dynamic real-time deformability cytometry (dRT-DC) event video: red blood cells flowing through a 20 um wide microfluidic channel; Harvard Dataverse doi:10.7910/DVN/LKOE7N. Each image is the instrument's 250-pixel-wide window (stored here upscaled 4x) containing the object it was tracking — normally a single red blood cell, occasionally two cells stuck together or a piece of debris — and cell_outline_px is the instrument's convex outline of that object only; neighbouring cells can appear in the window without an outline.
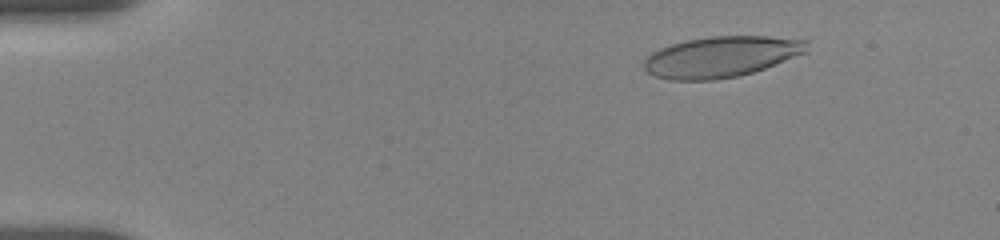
{"species": "human", "species_latin": "Homo sapiens", "temperature_condition": "room temperature", "stored_images_in_passage": 5, "camera_frame_rate_fps": 3000, "um_per_image_px": 0.085, "donor": {"sex": "female"}, "frame": {"image": 1, "passage_image": 1, "time_ms": 0.0, "image_size_px": [1000, 240], "cell_outline_px": [[808, 52], [764, 68], [752, 72], [736, 76], [712, 80], [672, 80], [656, 76], [648, 72], [644, 68], [644, 60], [652, 52], [660, 48], [672, 44], [688, 40], [712, 36], [764, 36], [808, 40]], "centroid_in_image_um": [61.32, 4.82], "position_along_channel_um": 23.7, "area_um2": 38.49}}
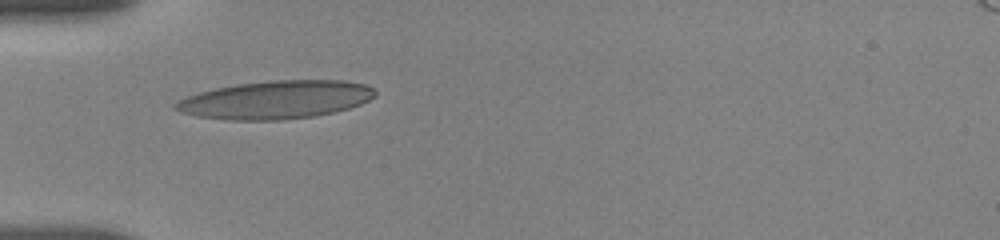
{"frame": {"image": 2, "passage_image": 4, "time_ms": 3.333, "image_size_px": [1000, 240], "cell_outline_px": [[376, 96], [360, 104], [348, 108], [332, 112], [312, 116], [280, 120], [228, 120], [196, 116], [180, 112], [172, 108], [172, 104], [176, 100], [200, 92], [216, 88], [236, 84], [268, 80], [344, 80], [364, 84], [372, 88], [376, 92]], "centroid_in_image_um": [23.39, 8.47], "position_along_channel_um": 61.6, "area_um2": 44.39}}
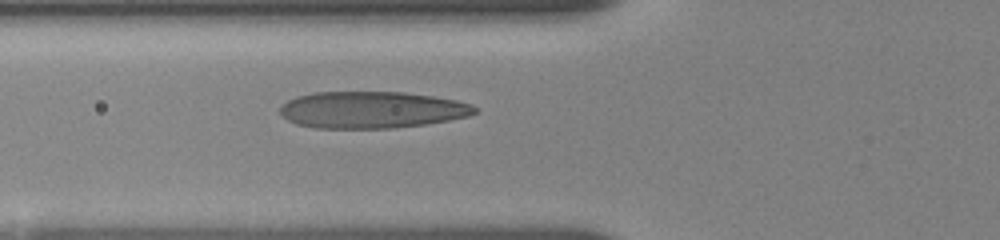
{"frame": {"image": 3, "passage_image": 5, "time_ms": 4.333, "image_size_px": [1000, 240], "cell_outline_px": [[476, 112], [468, 116], [448, 120], [424, 124], [392, 128], [316, 128], [296, 124], [288, 120], [280, 112], [280, 108], [288, 100], [296, 96], [316, 92], [404, 92], [432, 96], [456, 100], [472, 104], [476, 108]], "centroid_in_image_um": [31.59, 9.33], "position_along_channel_um": 94.2, "area_um2": 41.56}}